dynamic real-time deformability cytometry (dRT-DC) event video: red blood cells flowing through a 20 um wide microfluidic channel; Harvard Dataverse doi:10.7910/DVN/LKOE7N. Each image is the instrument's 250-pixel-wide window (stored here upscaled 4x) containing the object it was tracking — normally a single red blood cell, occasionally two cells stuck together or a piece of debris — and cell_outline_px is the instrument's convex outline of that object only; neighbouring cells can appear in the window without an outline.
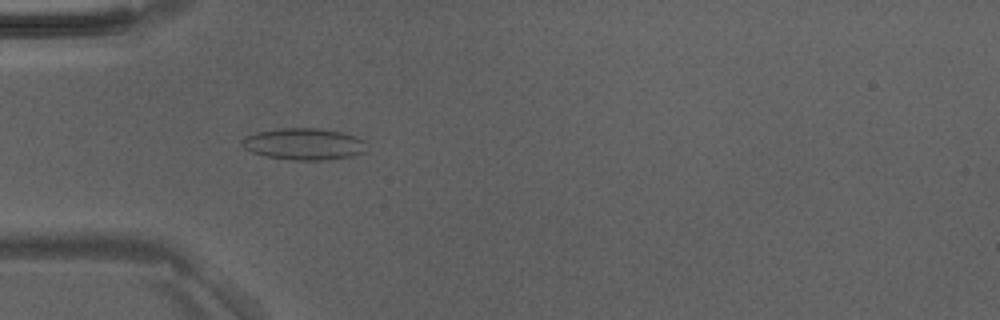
{"species": "Egyptian fruit bat (a non-hibernating species)", "species_latin": "Rousettus aegyptiacus", "temperature_condition": "room temperature", "stored_images_in_passage": 33, "camera_frame_rate_fps": 3000, "um_per_image_px": 0.085, "animal": {"sex": "male"}, "frame": {"image": 1, "passage_image": 6, "time_ms": 1.667, "image_size_px": [1000, 320], "cell_outline_px": [[368, 152], [352, 156], [328, 160], [292, 160], [264, 156], [252, 152], [244, 148], [240, 144], [240, 140], [244, 136], [256, 132], [280, 128], [316, 128], [340, 132], [356, 136], [364, 140]], "centroid_in_image_um": [25.82, 12.25], "position_along_channel_um": 59.2, "area_um2": 23.35}}